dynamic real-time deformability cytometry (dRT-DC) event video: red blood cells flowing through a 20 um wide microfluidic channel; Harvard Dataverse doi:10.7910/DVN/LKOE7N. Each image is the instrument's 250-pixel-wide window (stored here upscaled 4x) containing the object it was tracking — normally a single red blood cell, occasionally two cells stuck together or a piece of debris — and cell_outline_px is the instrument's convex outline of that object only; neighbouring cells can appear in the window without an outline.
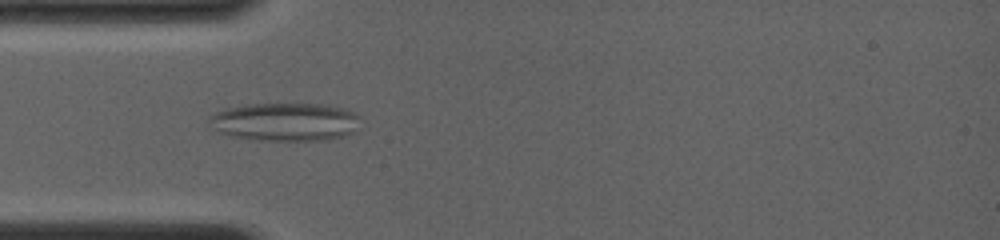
{"species": "common noctule bat (a hibernating species)", "species_latin": "Nyctalus noctula", "temperature_condition": "room temperature", "stored_images_in_passage": 18, "camera_frame_rate_fps": 4000, "um_per_image_px": 0.085, "animal": {"sex": "female", "body_mass_g": 19.0, "forearm_length_mm": 56.7}, "frame": {"image": 1, "passage_image": 7, "time_ms": 4.0, "image_size_px": [1000, 240], "cell_outline_px": [[360, 116], [352, 132], [340, 136], [324, 140], [268, 140], [232, 136], [216, 132], [208, 120], [208, 116], [224, 108], [248, 104], [324, 104], [344, 108]], "centroid_in_image_um": [24.17, 10.34], "position_along_channel_um": 60.8, "area_um2": 33.35}}
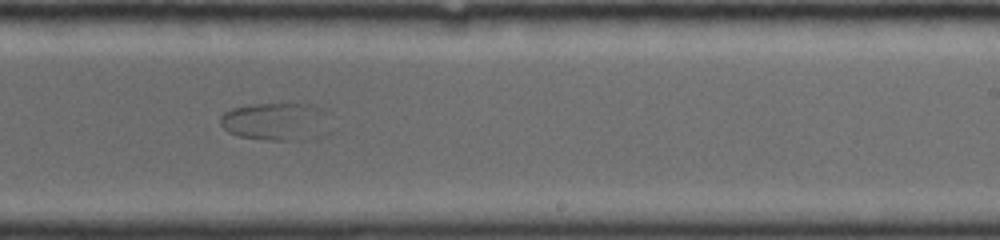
{"frame": {"image": 2, "passage_image": 15, "time_ms": 9.25, "image_size_px": [1000, 240], "cell_outline_px": [[320, 108], [292, 140], [264, 140], [240, 136], [228, 132], [220, 124], [220, 116], [224, 112], [232, 108], [252, 104], [308, 104]], "centroid_in_image_um": [22.77, 10.25], "position_along_channel_um": 266.2, "area_um2": 20.11}}
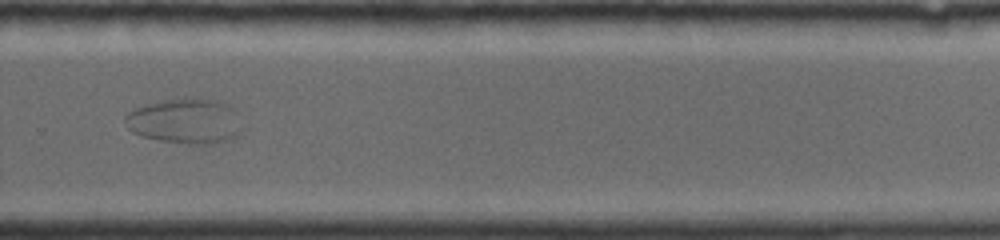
{"frame": {"image": 3, "passage_image": 17, "time_ms": 10.5, "image_size_px": [1000, 240], "cell_outline_px": [[244, 128], [236, 136], [212, 144], [188, 144], [160, 140], [140, 136], [132, 132], [128, 128], [124, 120], [124, 116], [128, 112], [136, 108], [164, 100], [188, 96], [216, 100], [228, 104], [236, 112]], "centroid_in_image_um": [15.76, 10.28], "position_along_channel_um": 314.0, "area_um2": 31.1}}